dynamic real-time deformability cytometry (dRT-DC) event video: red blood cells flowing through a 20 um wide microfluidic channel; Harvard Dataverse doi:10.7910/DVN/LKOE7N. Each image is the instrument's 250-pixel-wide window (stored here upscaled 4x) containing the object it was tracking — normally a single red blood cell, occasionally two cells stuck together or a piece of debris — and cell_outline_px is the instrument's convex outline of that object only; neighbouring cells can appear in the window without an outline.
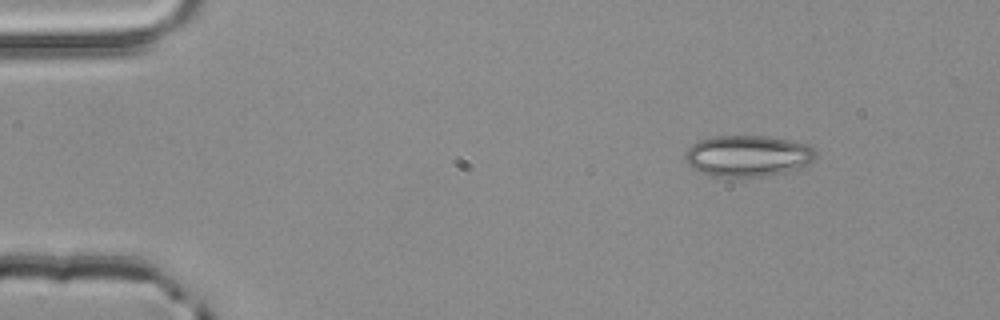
{"species": "common noctule bat (a hibernating species)", "species_latin": "Nyctalus noctula", "temperature_condition": "room temperature", "stored_images_in_passage": 3, "camera_frame_rate_fps": 3000, "um_per_image_px": 0.085, "animal": {"sex": "male", "body_mass_g": 20.4}, "frame": {"image": 1, "passage_image": 1, "time_ms": 0.0, "image_size_px": [1000, 320], "cell_outline_px": [[816, 156], [812, 160], [800, 168], [760, 176], [712, 176], [692, 168], [688, 164], [684, 156], [684, 152], [692, 144], [700, 140], [712, 136], [764, 136], [812, 144], [816, 152]], "centroid_in_image_um": [63.55, 13.23], "position_along_channel_um": 21.5, "area_um2": 31.15}}